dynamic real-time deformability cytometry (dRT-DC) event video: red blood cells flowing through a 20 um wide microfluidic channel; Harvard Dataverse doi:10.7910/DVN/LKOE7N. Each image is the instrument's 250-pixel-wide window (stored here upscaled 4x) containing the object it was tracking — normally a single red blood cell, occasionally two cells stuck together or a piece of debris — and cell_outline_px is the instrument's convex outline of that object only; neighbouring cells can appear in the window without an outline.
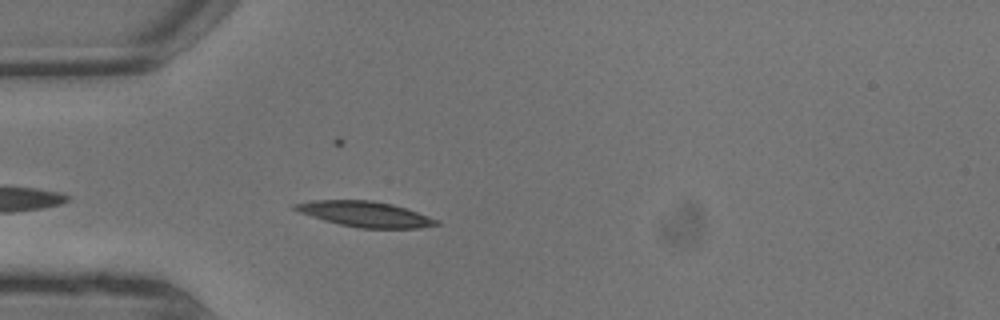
{"species": "common noctule bat (a hibernating species)", "species_latin": "Nyctalus noctula", "temperature_condition": "warm", "stored_images_in_passage": 4, "camera_frame_rate_fps": 3000, "um_per_image_px": 0.085, "animal": {"sex": "male", "body_mass_g": 13.3}, "frame": {"image": 1, "passage_image": 4, "time_ms": 1.0, "image_size_px": [1000, 320], "cell_outline_px": [[440, 224], [420, 228], [360, 228], [340, 224], [324, 220], [300, 212], [292, 208], [292, 204], [312, 200], [372, 200], [392, 204], [440, 220]], "centroid_in_image_um": [31.04, 18.19], "position_along_channel_um": 54.0, "area_um2": 20.81}}